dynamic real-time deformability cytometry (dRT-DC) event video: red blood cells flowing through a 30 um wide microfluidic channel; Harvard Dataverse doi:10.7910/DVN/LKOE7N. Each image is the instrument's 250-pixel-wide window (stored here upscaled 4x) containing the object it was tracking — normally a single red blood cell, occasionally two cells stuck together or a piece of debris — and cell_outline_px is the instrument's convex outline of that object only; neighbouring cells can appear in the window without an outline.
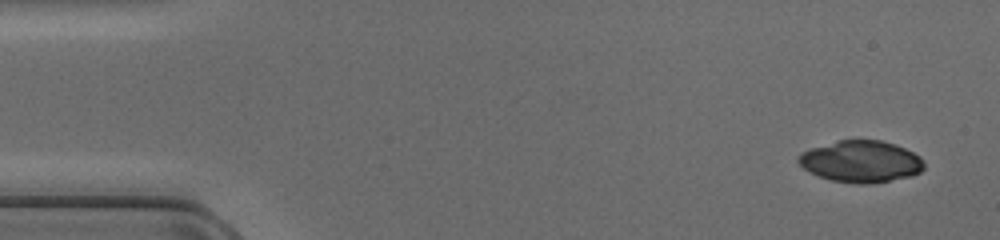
{"species": "common noctule bat (a hibernating species)", "species_latin": "Nyctalus noctula", "temperature_condition": "cold", "stored_images_in_passage": 29, "camera_frame_rate_fps": 3000, "um_per_image_px": 0.085, "animal": {"sex": "female", "body_mass_g": 17.0, "forearm_length_mm": 48.0}, "frame": {"image": 1, "passage_image": 1, "time_ms": 0.0, "image_size_px": [1000, 240], "cell_outline_px": [[924, 168], [920, 172], [912, 176], [868, 184], [856, 184], [832, 180], [808, 172], [796, 160], [796, 156], [800, 152], [812, 148], [840, 140], [880, 140], [896, 144], [920, 156], [924, 164]], "centroid_in_image_um": [73.17, 13.73], "position_along_channel_um": 11.8, "area_um2": 30.52}}